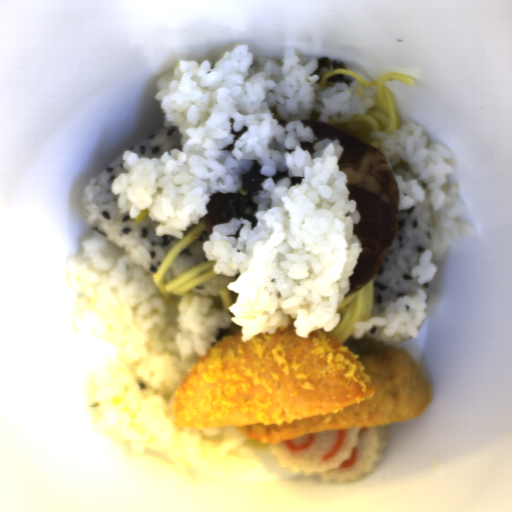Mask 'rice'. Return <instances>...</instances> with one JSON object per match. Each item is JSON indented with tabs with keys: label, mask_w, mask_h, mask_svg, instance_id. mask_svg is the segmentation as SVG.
<instances>
[{
	"label": "rice",
	"mask_w": 512,
	"mask_h": 512,
	"mask_svg": "<svg viewBox=\"0 0 512 512\" xmlns=\"http://www.w3.org/2000/svg\"><path fill=\"white\" fill-rule=\"evenodd\" d=\"M317 58L287 46L281 64L239 44L212 65L184 60L157 79L163 126H177L182 149L155 158L122 153L125 174L110 184L119 213L145 210L155 235L184 238L216 192L240 191L254 161L266 175L253 196L256 224L213 225L203 251L214 274L232 276L238 296L224 309L212 297L183 293L164 304L151 274L124 251L83 233L67 259L66 288L87 365L90 401L105 433L133 453L161 452L203 484L234 481L257 463L236 427H178L174 394L194 363L221 339L294 325L299 338L331 332L363 246L339 167V140L317 139L301 120L343 121L367 113L376 86L350 76L322 90Z\"/></svg>",
	"instance_id": "obj_1"
},
{
	"label": "rice",
	"mask_w": 512,
	"mask_h": 512,
	"mask_svg": "<svg viewBox=\"0 0 512 512\" xmlns=\"http://www.w3.org/2000/svg\"><path fill=\"white\" fill-rule=\"evenodd\" d=\"M369 138L380 142L398 191V211L420 205L421 218L433 226L432 248H425L410 276L418 285L434 280L440 261L459 237L477 234L473 225L460 222L466 206L459 198V185L446 186L454 174L448 163L453 154L438 144L428 145L425 127L416 123L400 125L393 133L372 132Z\"/></svg>",
	"instance_id": "obj_2"
},
{
	"label": "rice",
	"mask_w": 512,
	"mask_h": 512,
	"mask_svg": "<svg viewBox=\"0 0 512 512\" xmlns=\"http://www.w3.org/2000/svg\"><path fill=\"white\" fill-rule=\"evenodd\" d=\"M124 152L85 186L83 218L94 234L122 250L155 281L154 274L159 264L182 239L170 235H156L159 223L152 220L149 214L136 222L127 211L120 212L119 196L112 193L111 184L117 176L126 174L123 165Z\"/></svg>",
	"instance_id": "obj_3"
},
{
	"label": "rice",
	"mask_w": 512,
	"mask_h": 512,
	"mask_svg": "<svg viewBox=\"0 0 512 512\" xmlns=\"http://www.w3.org/2000/svg\"><path fill=\"white\" fill-rule=\"evenodd\" d=\"M422 212L420 204L398 210L395 239L373 278L371 314L382 313L402 296L415 295L419 289L428 295L430 284H418L411 276L423 251L433 248L434 226L430 220H423Z\"/></svg>",
	"instance_id": "obj_4"
},
{
	"label": "rice",
	"mask_w": 512,
	"mask_h": 512,
	"mask_svg": "<svg viewBox=\"0 0 512 512\" xmlns=\"http://www.w3.org/2000/svg\"><path fill=\"white\" fill-rule=\"evenodd\" d=\"M427 300V292L420 288L414 295H403L381 313H371L367 321H358L351 334L354 340H360L373 326H382L380 341L387 347L417 338L427 318Z\"/></svg>",
	"instance_id": "obj_5"
},
{
	"label": "rice",
	"mask_w": 512,
	"mask_h": 512,
	"mask_svg": "<svg viewBox=\"0 0 512 512\" xmlns=\"http://www.w3.org/2000/svg\"><path fill=\"white\" fill-rule=\"evenodd\" d=\"M183 135L179 133V127L170 126L163 127L156 131L148 139L127 149L142 158H156L164 153H168L173 149L182 150ZM125 151V152H126Z\"/></svg>",
	"instance_id": "obj_6"
},
{
	"label": "rice",
	"mask_w": 512,
	"mask_h": 512,
	"mask_svg": "<svg viewBox=\"0 0 512 512\" xmlns=\"http://www.w3.org/2000/svg\"><path fill=\"white\" fill-rule=\"evenodd\" d=\"M209 240L206 230L187 245L170 263L162 276V284H167L182 272L191 269L204 261H209L205 255V242Z\"/></svg>",
	"instance_id": "obj_7"
},
{
	"label": "rice",
	"mask_w": 512,
	"mask_h": 512,
	"mask_svg": "<svg viewBox=\"0 0 512 512\" xmlns=\"http://www.w3.org/2000/svg\"><path fill=\"white\" fill-rule=\"evenodd\" d=\"M233 276L223 275V274H215V276L209 278L208 280L194 286L193 288L185 291L188 294H196L206 297H211L215 300L219 307H223V299L219 293L221 288H225L231 304L230 306L237 300L238 293L231 289H228V285L234 281Z\"/></svg>",
	"instance_id": "obj_8"
},
{
	"label": "rice",
	"mask_w": 512,
	"mask_h": 512,
	"mask_svg": "<svg viewBox=\"0 0 512 512\" xmlns=\"http://www.w3.org/2000/svg\"><path fill=\"white\" fill-rule=\"evenodd\" d=\"M384 328L385 327L383 326L373 325L362 337L374 344H383L384 342L381 341V334Z\"/></svg>",
	"instance_id": "obj_9"
},
{
	"label": "rice",
	"mask_w": 512,
	"mask_h": 512,
	"mask_svg": "<svg viewBox=\"0 0 512 512\" xmlns=\"http://www.w3.org/2000/svg\"><path fill=\"white\" fill-rule=\"evenodd\" d=\"M202 222H204L203 218L199 219V221L197 223H194L192 225L189 226V228L184 231L183 233V238L194 228L196 227L197 225L201 224Z\"/></svg>",
	"instance_id": "obj_10"
}]
</instances>
